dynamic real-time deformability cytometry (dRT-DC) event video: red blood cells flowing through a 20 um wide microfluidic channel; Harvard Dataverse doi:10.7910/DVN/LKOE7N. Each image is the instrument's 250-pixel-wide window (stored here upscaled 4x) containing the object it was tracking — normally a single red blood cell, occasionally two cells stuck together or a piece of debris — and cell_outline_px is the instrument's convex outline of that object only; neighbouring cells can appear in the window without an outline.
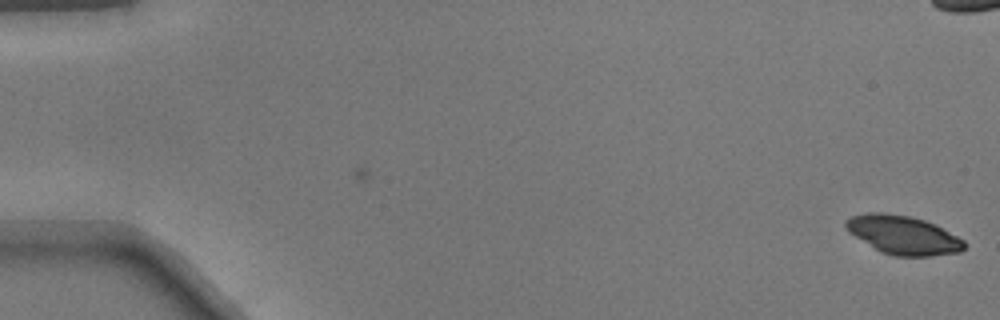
{"species": "common noctule bat (a hibernating species)", "species_latin": "Nyctalus noctula", "temperature_condition": "warm", "stored_images_in_passage": 6, "camera_frame_rate_fps": 3000, "um_per_image_px": 0.085, "animal": {"sex": "male", "body_mass_g": 17.9}, "frame": {"image": 1, "passage_image": 6, "time_ms": 1.667, "image_size_px": [1000, 320], "cell_outline_px": [[968, 244], [960, 252], [932, 256], [896, 256], [880, 252], [848, 232], [844, 224], [844, 220], [852, 216], [868, 212], [884, 212], [912, 216], [936, 224], [964, 240]], "centroid_in_image_um": [76.77, 19.97], "position_along_channel_um": 8.2, "area_um2": 26.99}}